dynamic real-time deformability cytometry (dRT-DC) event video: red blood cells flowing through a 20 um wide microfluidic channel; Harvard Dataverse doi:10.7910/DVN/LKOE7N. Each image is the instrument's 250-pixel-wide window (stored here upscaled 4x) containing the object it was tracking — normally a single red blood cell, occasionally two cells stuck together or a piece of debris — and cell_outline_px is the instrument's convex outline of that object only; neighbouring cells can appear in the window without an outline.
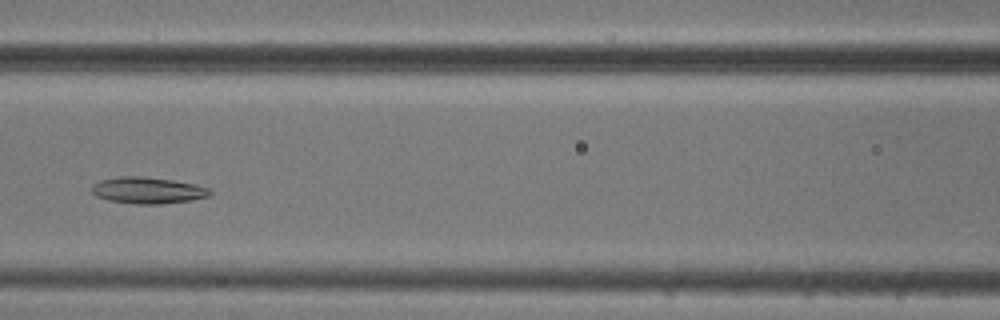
{"species": "common noctule bat (a hibernating species)", "species_latin": "Nyctalus noctula", "temperature_condition": "cold", "stored_images_in_passage": 4, "camera_frame_rate_fps": 3000, "um_per_image_px": 0.085, "animal": {"sex": "male", "body_mass_g": 20.5, "forearm_length_mm": 52.5}, "frame": {"image": 1, "passage_image": 4, "time_ms": 3.333, "image_size_px": [1000, 320], "cell_outline_px": [[212, 192], [208, 196], [192, 200], [160, 204], [136, 204], [108, 200], [96, 196], [92, 192], [92, 184], [100, 180], [120, 176], [144, 176], [172, 180], [196, 184], [208, 188]], "centroid_in_image_um": [12.54, 16.17], "position_along_channel_um": 154.1, "area_um2": 18.26}}